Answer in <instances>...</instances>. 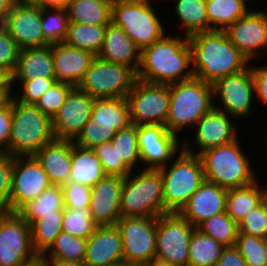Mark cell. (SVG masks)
Returning a JSON list of instances; mask_svg holds the SVG:
<instances>
[{
  "label": "cell",
  "mask_w": 267,
  "mask_h": 266,
  "mask_svg": "<svg viewBox=\"0 0 267 266\" xmlns=\"http://www.w3.org/2000/svg\"><path fill=\"white\" fill-rule=\"evenodd\" d=\"M14 4L13 0H0V25H4Z\"/></svg>",
  "instance_id": "55"
},
{
  "label": "cell",
  "mask_w": 267,
  "mask_h": 266,
  "mask_svg": "<svg viewBox=\"0 0 267 266\" xmlns=\"http://www.w3.org/2000/svg\"><path fill=\"white\" fill-rule=\"evenodd\" d=\"M55 78L51 45L40 48H26L19 51L12 74V84L34 78Z\"/></svg>",
  "instance_id": "28"
},
{
  "label": "cell",
  "mask_w": 267,
  "mask_h": 266,
  "mask_svg": "<svg viewBox=\"0 0 267 266\" xmlns=\"http://www.w3.org/2000/svg\"><path fill=\"white\" fill-rule=\"evenodd\" d=\"M51 185L48 175L34 156L14 157L9 212H17Z\"/></svg>",
  "instance_id": "18"
},
{
  "label": "cell",
  "mask_w": 267,
  "mask_h": 266,
  "mask_svg": "<svg viewBox=\"0 0 267 266\" xmlns=\"http://www.w3.org/2000/svg\"><path fill=\"white\" fill-rule=\"evenodd\" d=\"M56 82L55 78L36 77L32 80L22 81L21 88L14 93L17 101L23 104L35 105L39 98ZM20 90V91H19ZM21 92V93H20ZM17 94V95H16Z\"/></svg>",
  "instance_id": "47"
},
{
  "label": "cell",
  "mask_w": 267,
  "mask_h": 266,
  "mask_svg": "<svg viewBox=\"0 0 267 266\" xmlns=\"http://www.w3.org/2000/svg\"><path fill=\"white\" fill-rule=\"evenodd\" d=\"M194 229L178 212L157 217L155 257L174 266H188L190 236Z\"/></svg>",
  "instance_id": "13"
},
{
  "label": "cell",
  "mask_w": 267,
  "mask_h": 266,
  "mask_svg": "<svg viewBox=\"0 0 267 266\" xmlns=\"http://www.w3.org/2000/svg\"><path fill=\"white\" fill-rule=\"evenodd\" d=\"M12 106L0 109V150L9 154V138L11 134Z\"/></svg>",
  "instance_id": "52"
},
{
  "label": "cell",
  "mask_w": 267,
  "mask_h": 266,
  "mask_svg": "<svg viewBox=\"0 0 267 266\" xmlns=\"http://www.w3.org/2000/svg\"><path fill=\"white\" fill-rule=\"evenodd\" d=\"M94 100L74 87L52 119L55 138L74 141L90 119Z\"/></svg>",
  "instance_id": "20"
},
{
  "label": "cell",
  "mask_w": 267,
  "mask_h": 266,
  "mask_svg": "<svg viewBox=\"0 0 267 266\" xmlns=\"http://www.w3.org/2000/svg\"><path fill=\"white\" fill-rule=\"evenodd\" d=\"M97 57L109 63L128 66L137 72L141 61V49L121 27L110 22L105 31L102 49Z\"/></svg>",
  "instance_id": "26"
},
{
  "label": "cell",
  "mask_w": 267,
  "mask_h": 266,
  "mask_svg": "<svg viewBox=\"0 0 267 266\" xmlns=\"http://www.w3.org/2000/svg\"><path fill=\"white\" fill-rule=\"evenodd\" d=\"M22 5L39 6L41 8V0H22Z\"/></svg>",
  "instance_id": "61"
},
{
  "label": "cell",
  "mask_w": 267,
  "mask_h": 266,
  "mask_svg": "<svg viewBox=\"0 0 267 266\" xmlns=\"http://www.w3.org/2000/svg\"><path fill=\"white\" fill-rule=\"evenodd\" d=\"M251 65L243 71L219 78L212 84L214 107L235 118L234 121L247 119L253 112L255 83ZM217 99L221 101V104L218 103L220 107L216 104Z\"/></svg>",
  "instance_id": "12"
},
{
  "label": "cell",
  "mask_w": 267,
  "mask_h": 266,
  "mask_svg": "<svg viewBox=\"0 0 267 266\" xmlns=\"http://www.w3.org/2000/svg\"><path fill=\"white\" fill-rule=\"evenodd\" d=\"M197 229L224 246H233L238 224L226 212H222L202 222Z\"/></svg>",
  "instance_id": "40"
},
{
  "label": "cell",
  "mask_w": 267,
  "mask_h": 266,
  "mask_svg": "<svg viewBox=\"0 0 267 266\" xmlns=\"http://www.w3.org/2000/svg\"><path fill=\"white\" fill-rule=\"evenodd\" d=\"M112 5L118 4V3H138L144 0H109Z\"/></svg>",
  "instance_id": "62"
},
{
  "label": "cell",
  "mask_w": 267,
  "mask_h": 266,
  "mask_svg": "<svg viewBox=\"0 0 267 266\" xmlns=\"http://www.w3.org/2000/svg\"><path fill=\"white\" fill-rule=\"evenodd\" d=\"M255 83V98L267 106V65L251 66Z\"/></svg>",
  "instance_id": "51"
},
{
  "label": "cell",
  "mask_w": 267,
  "mask_h": 266,
  "mask_svg": "<svg viewBox=\"0 0 267 266\" xmlns=\"http://www.w3.org/2000/svg\"><path fill=\"white\" fill-rule=\"evenodd\" d=\"M144 266H174L168 261L161 260L157 257H154L150 262L145 264Z\"/></svg>",
  "instance_id": "60"
},
{
  "label": "cell",
  "mask_w": 267,
  "mask_h": 266,
  "mask_svg": "<svg viewBox=\"0 0 267 266\" xmlns=\"http://www.w3.org/2000/svg\"><path fill=\"white\" fill-rule=\"evenodd\" d=\"M238 232L247 235L265 238L267 236V199L265 198L257 207L238 223Z\"/></svg>",
  "instance_id": "45"
},
{
  "label": "cell",
  "mask_w": 267,
  "mask_h": 266,
  "mask_svg": "<svg viewBox=\"0 0 267 266\" xmlns=\"http://www.w3.org/2000/svg\"><path fill=\"white\" fill-rule=\"evenodd\" d=\"M225 247L195 228L190 236L188 266H216Z\"/></svg>",
  "instance_id": "36"
},
{
  "label": "cell",
  "mask_w": 267,
  "mask_h": 266,
  "mask_svg": "<svg viewBox=\"0 0 267 266\" xmlns=\"http://www.w3.org/2000/svg\"><path fill=\"white\" fill-rule=\"evenodd\" d=\"M55 80L77 87L93 60L92 52L74 48L63 43L51 45Z\"/></svg>",
  "instance_id": "24"
},
{
  "label": "cell",
  "mask_w": 267,
  "mask_h": 266,
  "mask_svg": "<svg viewBox=\"0 0 267 266\" xmlns=\"http://www.w3.org/2000/svg\"><path fill=\"white\" fill-rule=\"evenodd\" d=\"M136 80L132 68L96 57L77 88L95 99L126 98Z\"/></svg>",
  "instance_id": "10"
},
{
  "label": "cell",
  "mask_w": 267,
  "mask_h": 266,
  "mask_svg": "<svg viewBox=\"0 0 267 266\" xmlns=\"http://www.w3.org/2000/svg\"><path fill=\"white\" fill-rule=\"evenodd\" d=\"M123 177L121 217H159L164 214L163 179L159 169H141ZM141 169V170H139Z\"/></svg>",
  "instance_id": "4"
},
{
  "label": "cell",
  "mask_w": 267,
  "mask_h": 266,
  "mask_svg": "<svg viewBox=\"0 0 267 266\" xmlns=\"http://www.w3.org/2000/svg\"><path fill=\"white\" fill-rule=\"evenodd\" d=\"M266 193L267 186L262 187L259 180L248 186L228 189L225 212L238 224L266 198Z\"/></svg>",
  "instance_id": "30"
},
{
  "label": "cell",
  "mask_w": 267,
  "mask_h": 266,
  "mask_svg": "<svg viewBox=\"0 0 267 266\" xmlns=\"http://www.w3.org/2000/svg\"><path fill=\"white\" fill-rule=\"evenodd\" d=\"M239 138L234 142L205 150L199 156L205 180L231 189L253 184L258 180L247 154L241 150ZM255 172V173H254Z\"/></svg>",
  "instance_id": "6"
},
{
  "label": "cell",
  "mask_w": 267,
  "mask_h": 266,
  "mask_svg": "<svg viewBox=\"0 0 267 266\" xmlns=\"http://www.w3.org/2000/svg\"><path fill=\"white\" fill-rule=\"evenodd\" d=\"M15 91L12 88H0V109L8 108L11 105Z\"/></svg>",
  "instance_id": "54"
},
{
  "label": "cell",
  "mask_w": 267,
  "mask_h": 266,
  "mask_svg": "<svg viewBox=\"0 0 267 266\" xmlns=\"http://www.w3.org/2000/svg\"><path fill=\"white\" fill-rule=\"evenodd\" d=\"M234 246L248 266H267L263 238L238 232Z\"/></svg>",
  "instance_id": "43"
},
{
  "label": "cell",
  "mask_w": 267,
  "mask_h": 266,
  "mask_svg": "<svg viewBox=\"0 0 267 266\" xmlns=\"http://www.w3.org/2000/svg\"><path fill=\"white\" fill-rule=\"evenodd\" d=\"M151 1L112 5L111 22L121 27L141 50L160 40L166 33L164 22L157 14L158 9Z\"/></svg>",
  "instance_id": "9"
},
{
  "label": "cell",
  "mask_w": 267,
  "mask_h": 266,
  "mask_svg": "<svg viewBox=\"0 0 267 266\" xmlns=\"http://www.w3.org/2000/svg\"><path fill=\"white\" fill-rule=\"evenodd\" d=\"M118 152V163H125L133 172L140 163L137 143V125L130 124L127 128L117 131L111 140Z\"/></svg>",
  "instance_id": "41"
},
{
  "label": "cell",
  "mask_w": 267,
  "mask_h": 266,
  "mask_svg": "<svg viewBox=\"0 0 267 266\" xmlns=\"http://www.w3.org/2000/svg\"><path fill=\"white\" fill-rule=\"evenodd\" d=\"M131 124L126 98L95 99L90 119L73 141L79 147L94 149L111 141L117 131Z\"/></svg>",
  "instance_id": "8"
},
{
  "label": "cell",
  "mask_w": 267,
  "mask_h": 266,
  "mask_svg": "<svg viewBox=\"0 0 267 266\" xmlns=\"http://www.w3.org/2000/svg\"><path fill=\"white\" fill-rule=\"evenodd\" d=\"M116 226L124 261L144 266L156 256L157 217H121Z\"/></svg>",
  "instance_id": "14"
},
{
  "label": "cell",
  "mask_w": 267,
  "mask_h": 266,
  "mask_svg": "<svg viewBox=\"0 0 267 266\" xmlns=\"http://www.w3.org/2000/svg\"><path fill=\"white\" fill-rule=\"evenodd\" d=\"M233 117L222 110L213 107L208 113L204 114L194 125L196 133L194 142L187 138L183 140V150L194 155H200L205 150L230 144L238 139V130ZM188 140V141H187ZM190 143H192L190 145ZM195 150V151H194Z\"/></svg>",
  "instance_id": "17"
},
{
  "label": "cell",
  "mask_w": 267,
  "mask_h": 266,
  "mask_svg": "<svg viewBox=\"0 0 267 266\" xmlns=\"http://www.w3.org/2000/svg\"><path fill=\"white\" fill-rule=\"evenodd\" d=\"M66 9L69 22L88 25H108L111 22L110 1L70 0Z\"/></svg>",
  "instance_id": "33"
},
{
  "label": "cell",
  "mask_w": 267,
  "mask_h": 266,
  "mask_svg": "<svg viewBox=\"0 0 267 266\" xmlns=\"http://www.w3.org/2000/svg\"><path fill=\"white\" fill-rule=\"evenodd\" d=\"M90 1H109V0H90Z\"/></svg>",
  "instance_id": "66"
},
{
  "label": "cell",
  "mask_w": 267,
  "mask_h": 266,
  "mask_svg": "<svg viewBox=\"0 0 267 266\" xmlns=\"http://www.w3.org/2000/svg\"><path fill=\"white\" fill-rule=\"evenodd\" d=\"M106 175L94 150L79 147L72 141L69 182L92 187Z\"/></svg>",
  "instance_id": "29"
},
{
  "label": "cell",
  "mask_w": 267,
  "mask_h": 266,
  "mask_svg": "<svg viewBox=\"0 0 267 266\" xmlns=\"http://www.w3.org/2000/svg\"><path fill=\"white\" fill-rule=\"evenodd\" d=\"M55 211H64V199L62 187L52 184L36 199L23 205L17 213L30 225L43 215L55 214Z\"/></svg>",
  "instance_id": "34"
},
{
  "label": "cell",
  "mask_w": 267,
  "mask_h": 266,
  "mask_svg": "<svg viewBox=\"0 0 267 266\" xmlns=\"http://www.w3.org/2000/svg\"><path fill=\"white\" fill-rule=\"evenodd\" d=\"M63 216L64 211H55L30 224L32 246L37 255H43L60 234Z\"/></svg>",
  "instance_id": "37"
},
{
  "label": "cell",
  "mask_w": 267,
  "mask_h": 266,
  "mask_svg": "<svg viewBox=\"0 0 267 266\" xmlns=\"http://www.w3.org/2000/svg\"><path fill=\"white\" fill-rule=\"evenodd\" d=\"M216 266H248L237 248L226 246L217 261Z\"/></svg>",
  "instance_id": "53"
},
{
  "label": "cell",
  "mask_w": 267,
  "mask_h": 266,
  "mask_svg": "<svg viewBox=\"0 0 267 266\" xmlns=\"http://www.w3.org/2000/svg\"><path fill=\"white\" fill-rule=\"evenodd\" d=\"M9 155L34 156L44 145L55 139L52 118L33 104L13 98Z\"/></svg>",
  "instance_id": "5"
},
{
  "label": "cell",
  "mask_w": 267,
  "mask_h": 266,
  "mask_svg": "<svg viewBox=\"0 0 267 266\" xmlns=\"http://www.w3.org/2000/svg\"><path fill=\"white\" fill-rule=\"evenodd\" d=\"M131 124L165 125L169 104L170 85L155 84L137 79L126 96Z\"/></svg>",
  "instance_id": "11"
},
{
  "label": "cell",
  "mask_w": 267,
  "mask_h": 266,
  "mask_svg": "<svg viewBox=\"0 0 267 266\" xmlns=\"http://www.w3.org/2000/svg\"><path fill=\"white\" fill-rule=\"evenodd\" d=\"M3 26L20 50L49 46L43 35L39 6L15 3Z\"/></svg>",
  "instance_id": "21"
},
{
  "label": "cell",
  "mask_w": 267,
  "mask_h": 266,
  "mask_svg": "<svg viewBox=\"0 0 267 266\" xmlns=\"http://www.w3.org/2000/svg\"><path fill=\"white\" fill-rule=\"evenodd\" d=\"M71 149L72 140L55 138L34 155L53 185L62 186L69 182Z\"/></svg>",
  "instance_id": "27"
},
{
  "label": "cell",
  "mask_w": 267,
  "mask_h": 266,
  "mask_svg": "<svg viewBox=\"0 0 267 266\" xmlns=\"http://www.w3.org/2000/svg\"><path fill=\"white\" fill-rule=\"evenodd\" d=\"M122 260V238L117 226H98L87 239L83 263L87 266H109Z\"/></svg>",
  "instance_id": "25"
},
{
  "label": "cell",
  "mask_w": 267,
  "mask_h": 266,
  "mask_svg": "<svg viewBox=\"0 0 267 266\" xmlns=\"http://www.w3.org/2000/svg\"><path fill=\"white\" fill-rule=\"evenodd\" d=\"M159 170L163 179L164 214L179 212L205 181L200 156L184 150Z\"/></svg>",
  "instance_id": "7"
},
{
  "label": "cell",
  "mask_w": 267,
  "mask_h": 266,
  "mask_svg": "<svg viewBox=\"0 0 267 266\" xmlns=\"http://www.w3.org/2000/svg\"><path fill=\"white\" fill-rule=\"evenodd\" d=\"M70 0H41V8H66Z\"/></svg>",
  "instance_id": "56"
},
{
  "label": "cell",
  "mask_w": 267,
  "mask_h": 266,
  "mask_svg": "<svg viewBox=\"0 0 267 266\" xmlns=\"http://www.w3.org/2000/svg\"><path fill=\"white\" fill-rule=\"evenodd\" d=\"M98 225L92 219L90 207L64 208L62 232L72 236L88 239L97 229Z\"/></svg>",
  "instance_id": "42"
},
{
  "label": "cell",
  "mask_w": 267,
  "mask_h": 266,
  "mask_svg": "<svg viewBox=\"0 0 267 266\" xmlns=\"http://www.w3.org/2000/svg\"><path fill=\"white\" fill-rule=\"evenodd\" d=\"M227 191L205 180L178 213L197 228L205 220L226 211Z\"/></svg>",
  "instance_id": "23"
},
{
  "label": "cell",
  "mask_w": 267,
  "mask_h": 266,
  "mask_svg": "<svg viewBox=\"0 0 267 266\" xmlns=\"http://www.w3.org/2000/svg\"><path fill=\"white\" fill-rule=\"evenodd\" d=\"M68 26L69 15L66 8H41V27L49 45L63 43Z\"/></svg>",
  "instance_id": "39"
},
{
  "label": "cell",
  "mask_w": 267,
  "mask_h": 266,
  "mask_svg": "<svg viewBox=\"0 0 267 266\" xmlns=\"http://www.w3.org/2000/svg\"><path fill=\"white\" fill-rule=\"evenodd\" d=\"M194 77L213 84L217 79L250 66L249 60L230 42L224 30L197 33L188 38Z\"/></svg>",
  "instance_id": "1"
},
{
  "label": "cell",
  "mask_w": 267,
  "mask_h": 266,
  "mask_svg": "<svg viewBox=\"0 0 267 266\" xmlns=\"http://www.w3.org/2000/svg\"><path fill=\"white\" fill-rule=\"evenodd\" d=\"M109 266H138V265H136V264H132V263H129V262H127V261L122 260V261H120V262L111 264V265H109Z\"/></svg>",
  "instance_id": "63"
},
{
  "label": "cell",
  "mask_w": 267,
  "mask_h": 266,
  "mask_svg": "<svg viewBox=\"0 0 267 266\" xmlns=\"http://www.w3.org/2000/svg\"><path fill=\"white\" fill-rule=\"evenodd\" d=\"M170 35L141 50L137 79L170 85L194 77L188 38Z\"/></svg>",
  "instance_id": "2"
},
{
  "label": "cell",
  "mask_w": 267,
  "mask_h": 266,
  "mask_svg": "<svg viewBox=\"0 0 267 266\" xmlns=\"http://www.w3.org/2000/svg\"><path fill=\"white\" fill-rule=\"evenodd\" d=\"M62 187L64 208L78 209L90 207L91 187L68 182Z\"/></svg>",
  "instance_id": "49"
},
{
  "label": "cell",
  "mask_w": 267,
  "mask_h": 266,
  "mask_svg": "<svg viewBox=\"0 0 267 266\" xmlns=\"http://www.w3.org/2000/svg\"><path fill=\"white\" fill-rule=\"evenodd\" d=\"M86 246L87 239L75 237L61 231L52 246L42 256L46 259L84 262Z\"/></svg>",
  "instance_id": "38"
},
{
  "label": "cell",
  "mask_w": 267,
  "mask_h": 266,
  "mask_svg": "<svg viewBox=\"0 0 267 266\" xmlns=\"http://www.w3.org/2000/svg\"><path fill=\"white\" fill-rule=\"evenodd\" d=\"M14 157L0 153V211L9 212V199L12 190Z\"/></svg>",
  "instance_id": "48"
},
{
  "label": "cell",
  "mask_w": 267,
  "mask_h": 266,
  "mask_svg": "<svg viewBox=\"0 0 267 266\" xmlns=\"http://www.w3.org/2000/svg\"><path fill=\"white\" fill-rule=\"evenodd\" d=\"M107 25H88L69 22L64 43L70 47L92 52L97 56L103 46Z\"/></svg>",
  "instance_id": "35"
},
{
  "label": "cell",
  "mask_w": 267,
  "mask_h": 266,
  "mask_svg": "<svg viewBox=\"0 0 267 266\" xmlns=\"http://www.w3.org/2000/svg\"><path fill=\"white\" fill-rule=\"evenodd\" d=\"M209 31L225 30L251 9L247 0H205Z\"/></svg>",
  "instance_id": "32"
},
{
  "label": "cell",
  "mask_w": 267,
  "mask_h": 266,
  "mask_svg": "<svg viewBox=\"0 0 267 266\" xmlns=\"http://www.w3.org/2000/svg\"><path fill=\"white\" fill-rule=\"evenodd\" d=\"M123 177L106 175L91 187L90 211L98 226H114L121 218L120 196Z\"/></svg>",
  "instance_id": "22"
},
{
  "label": "cell",
  "mask_w": 267,
  "mask_h": 266,
  "mask_svg": "<svg viewBox=\"0 0 267 266\" xmlns=\"http://www.w3.org/2000/svg\"><path fill=\"white\" fill-rule=\"evenodd\" d=\"M224 31L230 42L252 63L267 51V10L251 9Z\"/></svg>",
  "instance_id": "19"
},
{
  "label": "cell",
  "mask_w": 267,
  "mask_h": 266,
  "mask_svg": "<svg viewBox=\"0 0 267 266\" xmlns=\"http://www.w3.org/2000/svg\"><path fill=\"white\" fill-rule=\"evenodd\" d=\"M177 1V2H176ZM174 14L180 20L182 35H191L209 31V21L205 0H173Z\"/></svg>",
  "instance_id": "31"
},
{
  "label": "cell",
  "mask_w": 267,
  "mask_h": 266,
  "mask_svg": "<svg viewBox=\"0 0 267 266\" xmlns=\"http://www.w3.org/2000/svg\"><path fill=\"white\" fill-rule=\"evenodd\" d=\"M37 256L30 225L17 212L0 211V266H22Z\"/></svg>",
  "instance_id": "15"
},
{
  "label": "cell",
  "mask_w": 267,
  "mask_h": 266,
  "mask_svg": "<svg viewBox=\"0 0 267 266\" xmlns=\"http://www.w3.org/2000/svg\"><path fill=\"white\" fill-rule=\"evenodd\" d=\"M22 266H49L48 259L43 257L42 255H38L33 260L26 262Z\"/></svg>",
  "instance_id": "59"
},
{
  "label": "cell",
  "mask_w": 267,
  "mask_h": 266,
  "mask_svg": "<svg viewBox=\"0 0 267 266\" xmlns=\"http://www.w3.org/2000/svg\"><path fill=\"white\" fill-rule=\"evenodd\" d=\"M93 150L107 175L126 177L133 172L125 163H118V152L111 141L98 145Z\"/></svg>",
  "instance_id": "46"
},
{
  "label": "cell",
  "mask_w": 267,
  "mask_h": 266,
  "mask_svg": "<svg viewBox=\"0 0 267 266\" xmlns=\"http://www.w3.org/2000/svg\"><path fill=\"white\" fill-rule=\"evenodd\" d=\"M213 98L212 84L196 77L170 84L166 129L180 136L186 127L193 128L198 120L214 107Z\"/></svg>",
  "instance_id": "3"
},
{
  "label": "cell",
  "mask_w": 267,
  "mask_h": 266,
  "mask_svg": "<svg viewBox=\"0 0 267 266\" xmlns=\"http://www.w3.org/2000/svg\"><path fill=\"white\" fill-rule=\"evenodd\" d=\"M0 88H14L12 75L3 68H0Z\"/></svg>",
  "instance_id": "57"
},
{
  "label": "cell",
  "mask_w": 267,
  "mask_h": 266,
  "mask_svg": "<svg viewBox=\"0 0 267 266\" xmlns=\"http://www.w3.org/2000/svg\"><path fill=\"white\" fill-rule=\"evenodd\" d=\"M20 48L3 25H0V68L14 72Z\"/></svg>",
  "instance_id": "50"
},
{
  "label": "cell",
  "mask_w": 267,
  "mask_h": 266,
  "mask_svg": "<svg viewBox=\"0 0 267 266\" xmlns=\"http://www.w3.org/2000/svg\"><path fill=\"white\" fill-rule=\"evenodd\" d=\"M49 266H87L83 262L48 259Z\"/></svg>",
  "instance_id": "58"
},
{
  "label": "cell",
  "mask_w": 267,
  "mask_h": 266,
  "mask_svg": "<svg viewBox=\"0 0 267 266\" xmlns=\"http://www.w3.org/2000/svg\"><path fill=\"white\" fill-rule=\"evenodd\" d=\"M181 141L165 125L137 126V143L143 169H160L166 166L183 150Z\"/></svg>",
  "instance_id": "16"
},
{
  "label": "cell",
  "mask_w": 267,
  "mask_h": 266,
  "mask_svg": "<svg viewBox=\"0 0 267 266\" xmlns=\"http://www.w3.org/2000/svg\"><path fill=\"white\" fill-rule=\"evenodd\" d=\"M74 88L73 85L55 82L36 102L35 106L45 115L53 119L65 102L66 97Z\"/></svg>",
  "instance_id": "44"
},
{
  "label": "cell",
  "mask_w": 267,
  "mask_h": 266,
  "mask_svg": "<svg viewBox=\"0 0 267 266\" xmlns=\"http://www.w3.org/2000/svg\"><path fill=\"white\" fill-rule=\"evenodd\" d=\"M264 249H265V255L267 257V236L264 238Z\"/></svg>",
  "instance_id": "64"
},
{
  "label": "cell",
  "mask_w": 267,
  "mask_h": 266,
  "mask_svg": "<svg viewBox=\"0 0 267 266\" xmlns=\"http://www.w3.org/2000/svg\"><path fill=\"white\" fill-rule=\"evenodd\" d=\"M14 3H18V4H21L22 5V0H13Z\"/></svg>",
  "instance_id": "65"
}]
</instances>
